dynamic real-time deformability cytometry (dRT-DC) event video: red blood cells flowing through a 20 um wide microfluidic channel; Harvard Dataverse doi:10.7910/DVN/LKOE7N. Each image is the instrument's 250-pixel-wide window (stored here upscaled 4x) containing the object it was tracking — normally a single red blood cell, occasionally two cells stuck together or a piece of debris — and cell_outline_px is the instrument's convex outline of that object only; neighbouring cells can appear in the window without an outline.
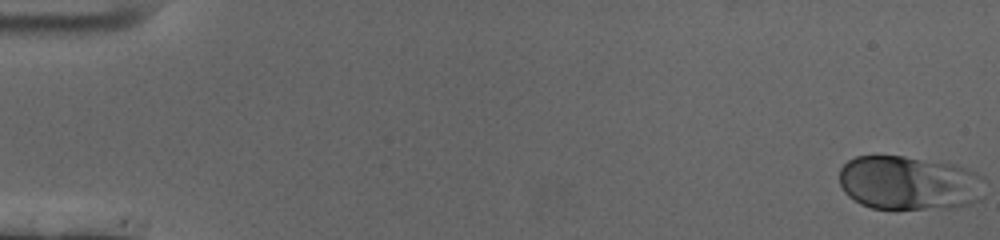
{"species": "human", "species_latin": "Homo sapiens", "temperature_condition": "cold", "stored_images_in_passage": 59, "camera_frame_rate_fps": 3000, "um_per_image_px": 0.085, "donor": {"sex": "female"}, "frame": {"image": 1, "passage_image": 1, "time_ms": 0.0, "image_size_px": [1000, 240], "cell_outline_px": [[984, 196], [980, 200], [972, 204], [952, 208], [872, 208], [860, 204], [848, 196], [844, 192], [840, 184], [840, 168], [848, 160], [856, 156], [904, 156], [956, 164], [976, 172], [980, 176]], "centroid_in_image_um": [77.27, 15.55], "position_along_channel_um": 7.7, "area_um2": 46.12}}
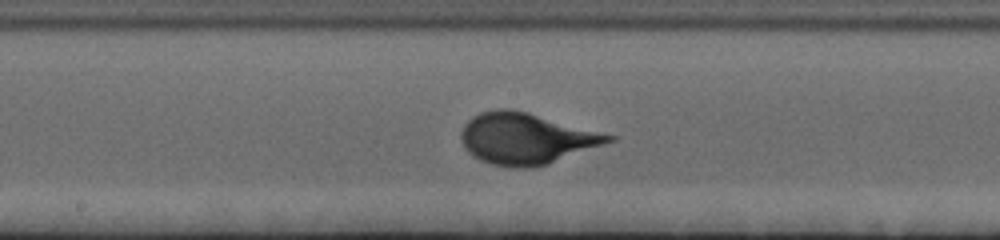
{"frame": {"image": 2, "passage_image": 32, "time_ms": 10.333, "image_size_px": [1000, 240], "cell_outline_px": [[616, 140], [548, 164], [532, 168], [508, 168], [492, 164], [480, 160], [472, 156], [464, 148], [460, 140], [460, 132], [464, 124], [472, 116], [480, 112], [496, 108], [512, 108], [528, 112], [616, 136]], "centroid_in_image_um": [44.67, 11.78], "position_along_channel_um": 203.5, "area_um2": 44.33}}
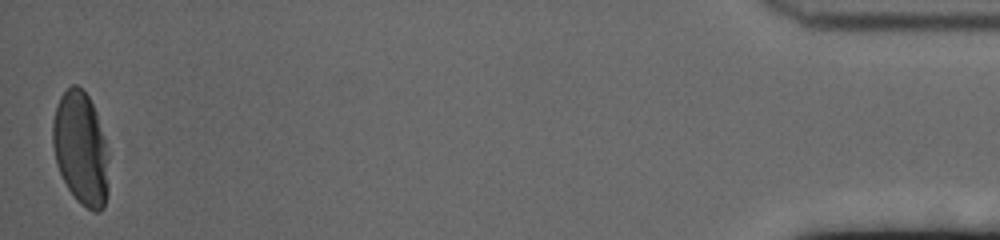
{"frame": {"image": 3, "passage_image": 59, "time_ms": 19.333, "image_size_px": [1000, 240], "cell_outline_px": [[108, 192], [104, 208], [100, 212], [92, 212], [80, 204], [76, 200], [68, 188], [56, 164], [52, 144], [52, 124], [56, 108], [60, 96], [72, 84], [76, 84], [88, 96], [96, 112], [108, 152]], "centroid_in_image_um": [6.87, 12.67], "position_along_channel_um": 428.3, "area_um2": 37.11}}